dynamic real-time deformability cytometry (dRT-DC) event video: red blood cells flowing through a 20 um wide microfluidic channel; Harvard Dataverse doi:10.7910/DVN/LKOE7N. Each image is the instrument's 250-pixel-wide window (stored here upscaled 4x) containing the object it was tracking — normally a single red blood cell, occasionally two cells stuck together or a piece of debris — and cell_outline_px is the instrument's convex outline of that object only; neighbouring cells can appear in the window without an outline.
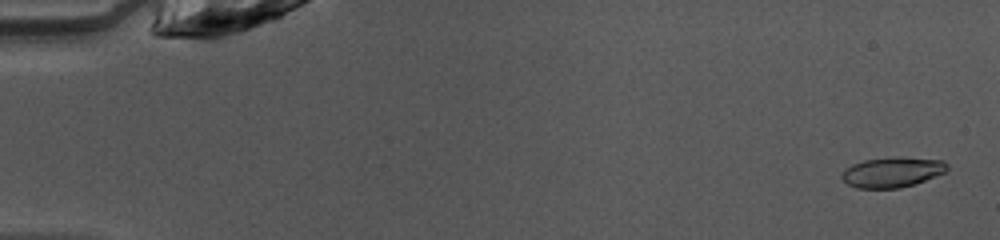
{"species": "common noctule bat (a hibernating species)", "species_latin": "Nyctalus noctula", "temperature_condition": "warm", "stored_images_in_passage": 49, "camera_frame_rate_fps": 3000, "um_per_image_px": 0.085, "animal": {"sex": "female", "body_mass_g": 10.0, "forearm_length_mm": 53.1}, "frame": {"image": 1, "passage_image": 2, "time_ms": 0.333, "image_size_px": [1000, 240], "cell_outline_px": [[948, 168], [944, 172], [916, 184], [900, 188], [856, 188], [848, 184], [840, 176], [852, 164], [864, 160], [896, 156], [944, 160], [948, 164]], "centroid_in_image_um": [75.87, 14.63], "position_along_channel_um": 9.1, "area_um2": 18.55}}
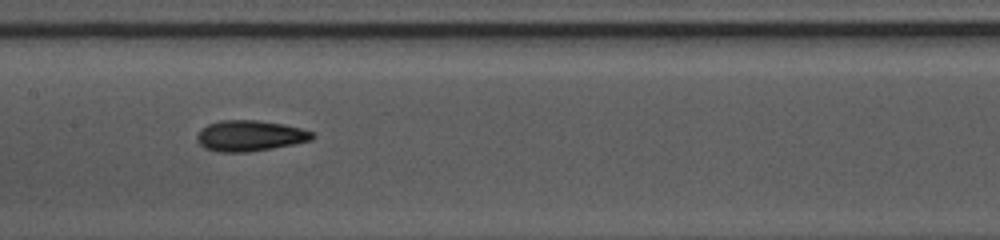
{"frame": {"image": 2, "passage_image": 25, "time_ms": 8.0, "image_size_px": [1000, 240], "cell_outline_px": [[316, 136], [312, 140], [272, 148], [248, 152], [220, 152], [204, 148], [196, 140], [196, 136], [208, 124], [220, 120], [256, 120], [284, 124], [300, 128], [312, 132]], "centroid_in_image_um": [21.24, 11.54], "position_along_channel_um": 186.2, "area_um2": 20.58}}
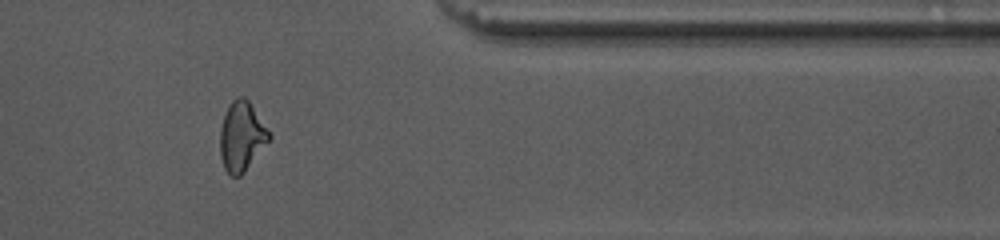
{"frame": {"image": 3, "passage_image": 41, "time_ms": 13.333, "image_size_px": [1000, 240], "cell_outline_px": [[272, 136], [244, 172], [240, 176], [232, 176], [224, 168], [220, 156], [220, 128], [228, 104], [236, 96], [244, 96], [248, 100]], "centroid_in_image_um": [20.51, 11.57], "position_along_channel_um": 390.9, "area_um2": 19.65}, "authors_computed_cell_mechanics": {"area_um2": 19.652, "velocity_mm_per_s": 4.0977, "shape_relaxation_time_tau1_ms": 6.7398, "shape_relaxation_time_tau2_ms": 2.1395, "deformation_change_tau1": 0.1919, "deformation_change_tau2": 0.0822}}